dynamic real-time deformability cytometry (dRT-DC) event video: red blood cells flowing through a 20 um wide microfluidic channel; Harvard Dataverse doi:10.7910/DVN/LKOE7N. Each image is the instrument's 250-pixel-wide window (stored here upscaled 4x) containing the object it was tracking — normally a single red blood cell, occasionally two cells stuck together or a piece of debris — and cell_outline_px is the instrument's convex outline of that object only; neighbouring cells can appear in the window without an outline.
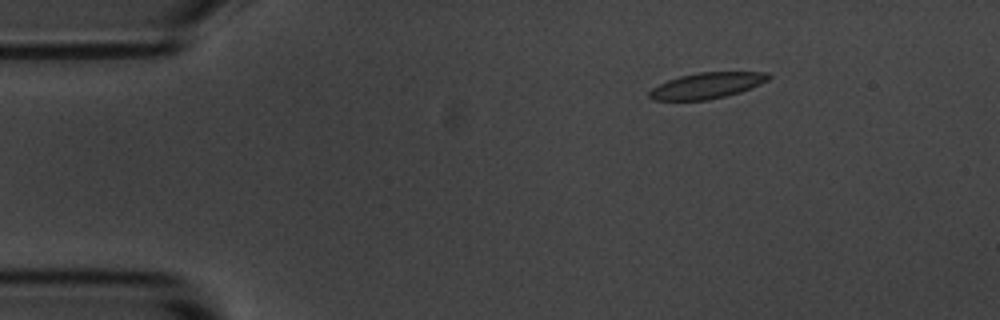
{"species": "common noctule bat (a hibernating species)", "species_latin": "Nyctalus noctula", "temperature_condition": "room temperature", "stored_images_in_passage": 4, "segment_of_instrument_passage": [1, 2], "camera_frame_rate_fps": 3000, "um_per_image_px": 0.085, "animal": {"sex": "male", "body_mass_g": 20.1, "forearm_length_mm": 53.5}, "frame": {"image": 1, "passage_image": 1, "time_ms": 0.0, "image_size_px": [1000, 320], "cell_outline_px": [[772, 76], [768, 80], [752, 88], [740, 92], [708, 100], [652, 100], [648, 96], [648, 92], [652, 88], [668, 80], [680, 76], [700, 72], [768, 72]], "centroid_in_image_um": [60.1, 7.27], "position_along_channel_um": 24.9, "area_um2": 17.98}}